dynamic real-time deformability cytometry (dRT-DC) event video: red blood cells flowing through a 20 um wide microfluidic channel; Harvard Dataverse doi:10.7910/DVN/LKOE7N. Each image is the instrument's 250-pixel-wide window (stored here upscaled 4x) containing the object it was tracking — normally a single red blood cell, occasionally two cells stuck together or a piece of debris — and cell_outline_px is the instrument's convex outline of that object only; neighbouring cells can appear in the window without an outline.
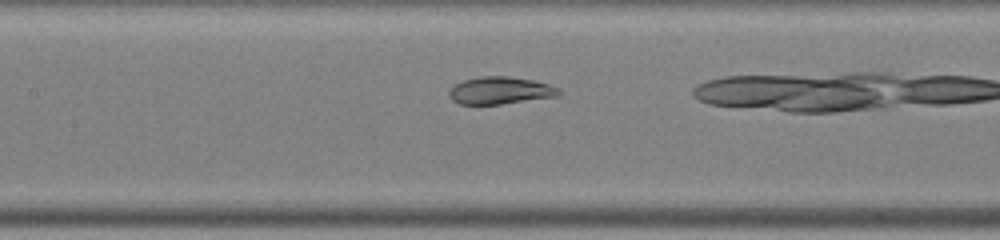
{"species": "common noctule bat (a hibernating species)", "species_latin": "Nyctalus noctula", "temperature_condition": "warm", "stored_images_in_passage": 14, "camera_frame_rate_fps": 3000, "um_per_image_px": 0.085, "animal": {"sex": "male", "body_mass_g": 19.0, "forearm_length_mm": 50.8}, "frame": {"image": 1, "passage_image": 7, "time_ms": 2.0, "image_size_px": [1000, 240], "cell_outline_px": [[560, 92], [556, 96], [500, 104], [460, 104], [452, 100], [448, 96], [448, 92], [456, 84], [464, 80], [480, 76], [508, 76], [532, 80], [548, 84], [560, 88]], "centroid_in_image_um": [42.49, 7.69], "position_along_channel_um": 164.9, "area_um2": 17.28}}